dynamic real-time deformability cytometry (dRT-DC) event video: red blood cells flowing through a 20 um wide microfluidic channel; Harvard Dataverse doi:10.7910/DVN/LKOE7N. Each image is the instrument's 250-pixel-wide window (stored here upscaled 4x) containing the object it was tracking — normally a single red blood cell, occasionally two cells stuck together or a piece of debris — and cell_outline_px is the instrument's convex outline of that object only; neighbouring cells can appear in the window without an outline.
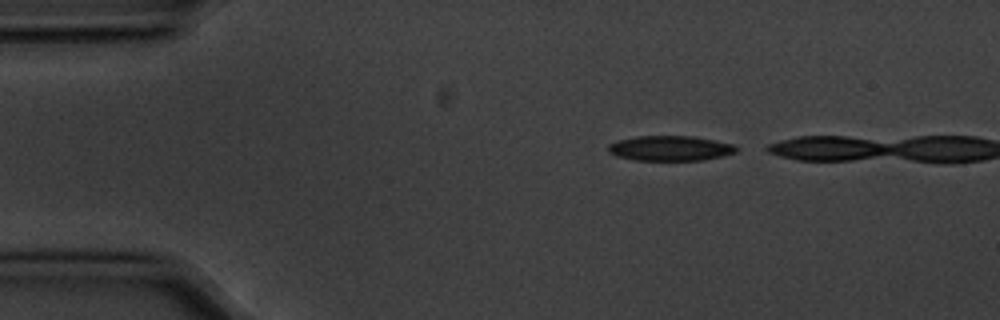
{"species": "common noctule bat (a hibernating species)", "species_latin": "Nyctalus noctula", "temperature_condition": "cold", "stored_images_in_passage": 3, "camera_frame_rate_fps": 3000, "um_per_image_px": 0.085, "animal": {"sex": "male", "body_mass_g": 20.1, "forearm_length_mm": 53.5}, "frame": {"image": 1, "passage_image": 1, "time_ms": 0.0, "image_size_px": [1000, 320], "cell_outline_px": [[740, 148], [736, 152], [704, 160], [636, 160], [616, 156], [608, 152], [608, 144], [620, 140], [636, 136], [692, 136], [736, 144]], "centroid_in_image_um": [56.99, 12.6], "position_along_channel_um": 28.0, "area_um2": 18.73}}